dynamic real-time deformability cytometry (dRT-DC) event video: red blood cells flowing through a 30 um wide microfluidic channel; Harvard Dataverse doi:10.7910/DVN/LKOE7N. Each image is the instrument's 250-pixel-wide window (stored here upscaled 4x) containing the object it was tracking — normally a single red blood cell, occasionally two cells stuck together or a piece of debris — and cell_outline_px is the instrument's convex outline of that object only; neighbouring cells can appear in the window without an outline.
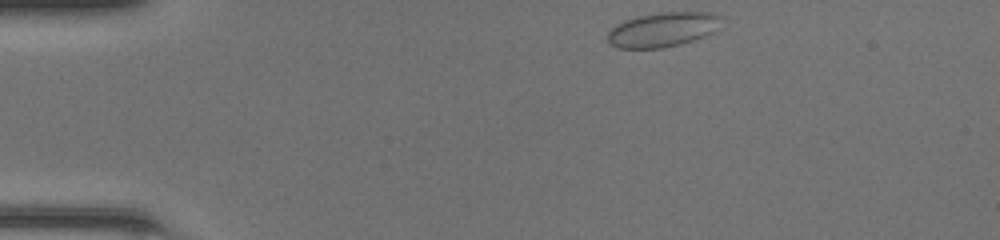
{"species": "common noctule bat (a hibernating species)", "species_latin": "Nyctalus noctula", "temperature_condition": "room temperature", "stored_images_in_passage": 41, "camera_frame_rate_fps": 3000, "um_per_image_px": 0.085, "animal": {"sex": "female", "body_mass_g": 20.0, "forearm_length_mm": 54.0}, "frame": {"image": 1, "passage_image": 1, "time_ms": 0.0, "image_size_px": [1000, 240], "cell_outline_px": [[724, 16], [712, 32], [704, 36], [680, 44], [660, 48], [620, 48], [608, 44], [608, 32], [616, 24], [624, 20], [636, 16], [660, 12], [716, 12]], "centroid_in_image_um": [56.32, 2.49], "position_along_channel_um": 28.7, "area_um2": 22.95}}
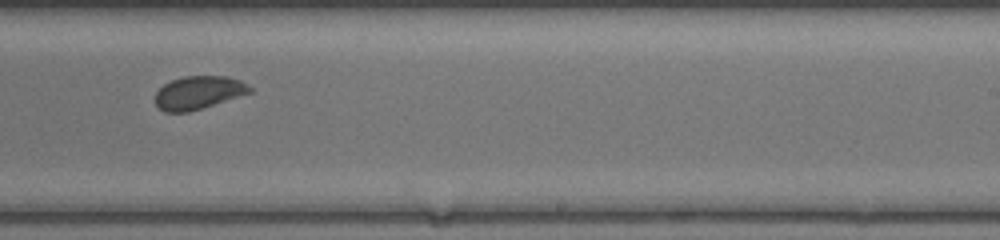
{"frame": {"image": 2, "passage_image": 23, "time_ms": 7.333, "image_size_px": [1000, 240], "cell_outline_px": [[252, 92], [188, 112], [164, 112], [156, 104], [156, 92], [164, 84], [172, 80], [184, 76], [228, 76], [240, 80], [248, 84], [252, 88]], "centroid_in_image_um": [16.88, 7.86], "position_along_channel_um": 272.1, "area_um2": 18.09}}
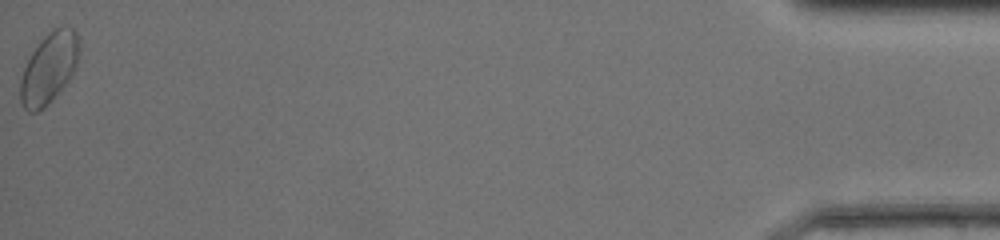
{"frame": {"image": 3, "passage_image": 41, "time_ms": 13.333, "image_size_px": [1000, 240], "cell_outline_px": [[80, 52], [76, 64], [68, 80], [52, 100], [44, 108], [36, 112], [28, 112], [24, 108], [20, 100], [20, 80], [24, 68], [32, 52], [40, 40], [52, 28], [72, 28], [76, 32], [80, 44]], "centroid_in_image_um": [4.15, 5.79], "position_along_channel_um": 431.0, "area_um2": 24.04}, "authors_computed_cell_mechanics": {"area_um2": 19.3052, "velocity_mm_per_s": 4.2727, "shape_relaxation_time_tau1_ms": 1.6359, "shape_relaxation_time_tau2_ms": null, "deformation_change_tau1": 0.0725, "deformation_change_tau2": null}}